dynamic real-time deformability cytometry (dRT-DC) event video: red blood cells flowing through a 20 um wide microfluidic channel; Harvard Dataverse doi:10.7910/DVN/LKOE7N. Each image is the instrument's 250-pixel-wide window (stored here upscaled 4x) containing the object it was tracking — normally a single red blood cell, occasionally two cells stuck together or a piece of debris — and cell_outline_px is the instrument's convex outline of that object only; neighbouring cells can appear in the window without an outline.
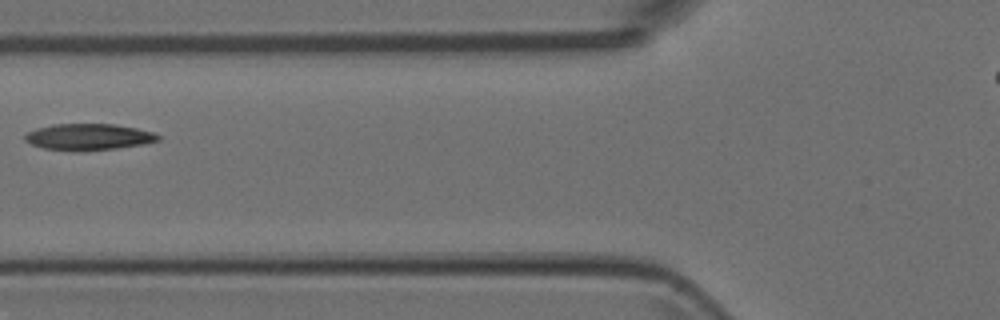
{"species": "Egyptian fruit bat (a non-hibernating species)", "species_latin": "Rousettus aegyptiacus", "temperature_condition": "room temperature", "stored_images_in_passage": 3, "camera_frame_rate_fps": 3000, "um_per_image_px": 0.085, "animal": {"sex": "female"}, "frame": {"image": 1, "passage_image": 2, "time_ms": 0.333, "image_size_px": [1000, 320], "cell_outline_px": [[160, 140], [144, 144], [116, 148], [80, 152], [76, 152], [44, 148], [32, 144], [24, 140], [24, 136], [28, 132], [36, 128], [52, 124], [112, 124], [136, 128], [152, 132], [160, 136]], "centroid_in_image_um": [7.51, 11.65], "position_along_channel_um": 118.3, "area_um2": 20.58}}
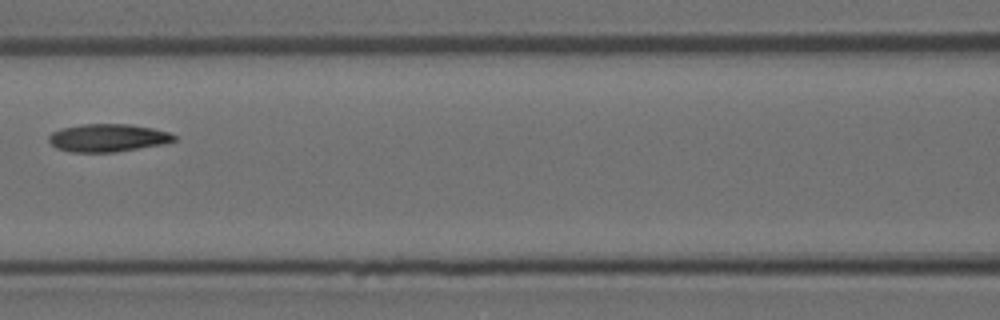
{"frame": {"image": 2, "passage_image": 3, "time_ms": 0.667, "image_size_px": [1000, 320], "cell_outline_px": [[176, 140], [164, 144], [116, 152], [72, 152], [56, 148], [48, 140], [48, 136], [52, 132], [60, 128], [84, 124], [128, 124], [152, 128], [168, 132], [176, 136]], "centroid_in_image_um": [9.15, 11.72], "position_along_channel_um": 157.4, "area_um2": 20.35}}